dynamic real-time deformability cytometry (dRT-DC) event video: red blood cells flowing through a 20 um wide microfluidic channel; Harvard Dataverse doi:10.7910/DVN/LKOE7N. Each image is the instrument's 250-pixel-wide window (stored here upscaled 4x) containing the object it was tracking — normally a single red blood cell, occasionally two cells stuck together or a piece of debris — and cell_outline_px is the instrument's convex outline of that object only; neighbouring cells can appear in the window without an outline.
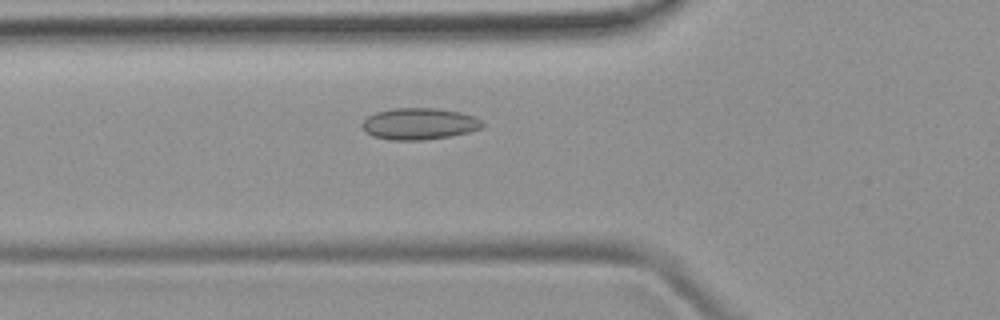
{"species": "common noctule bat (a hibernating species)", "species_latin": "Nyctalus noctula", "temperature_condition": "room temperature", "stored_images_in_passage": 44, "camera_frame_rate_fps": 3000, "um_per_image_px": 0.085, "animal": {"sex": "female", "body_mass_g": 19.9}, "frame": {"image": 1, "passage_image": 11, "time_ms": 3.333, "image_size_px": [1000, 320], "cell_outline_px": [[484, 124], [480, 128], [468, 132], [452, 136], [424, 140], [388, 140], [372, 136], [364, 132], [360, 124], [368, 116], [376, 112], [392, 108], [436, 108], [460, 112], [476, 116]], "centroid_in_image_um": [35.6, 10.53], "position_along_channel_um": 90.2, "area_um2": 22.37}}
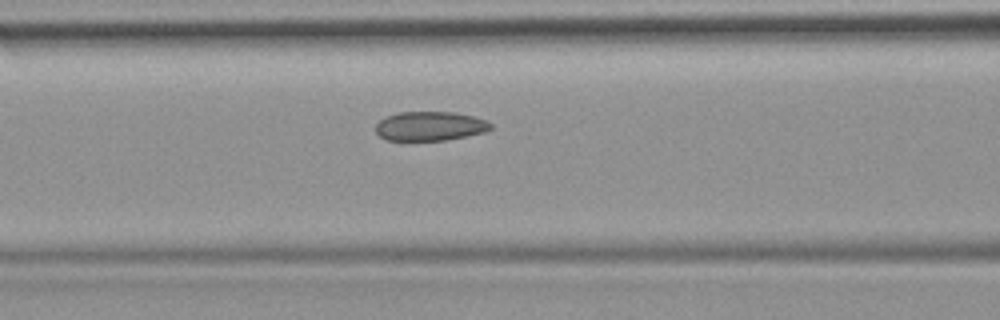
{"frame": {"image": 2, "passage_image": 14, "time_ms": 4.333, "image_size_px": [1000, 320], "cell_outline_px": [[492, 128], [484, 132], [468, 136], [448, 140], [384, 140], [376, 132], [376, 124], [384, 116], [400, 112], [456, 112], [488, 120], [492, 124]], "centroid_in_image_um": [36.56, 10.72], "position_along_channel_um": 130.0, "area_um2": 19.77}}
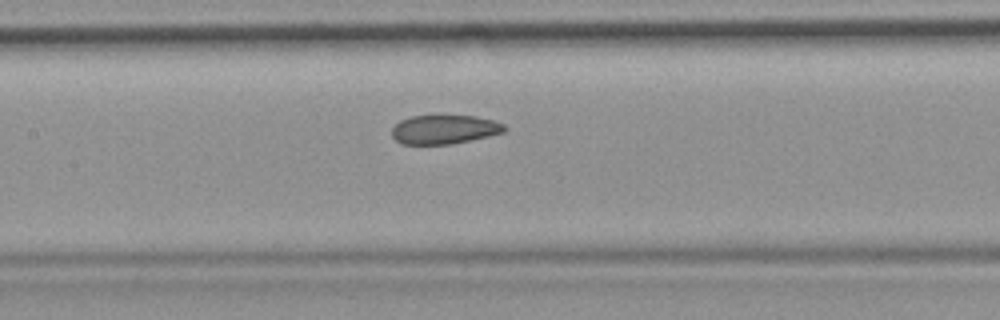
{"frame": {"image": 3, "passage_image": 17, "time_ms": 5.333, "image_size_px": [1000, 320], "cell_outline_px": [[508, 128], [504, 132], [488, 136], [448, 144], [400, 144], [392, 136], [392, 128], [400, 120], [412, 116], [476, 116], [492, 120], [504, 124]], "centroid_in_image_um": [37.76, 11.0], "position_along_channel_um": 169.6, "area_um2": 18.84}, "authors_computed_cell_mechanics": {"area_um2": 20.5479, "velocity_mm_per_s": 3.9665, "shape_relaxation_time_tau1_ms": null, "shape_relaxation_time_tau2_ms": 1.5777, "deformation_change_tau1": null, "deformation_change_tau2": 0.0676}}